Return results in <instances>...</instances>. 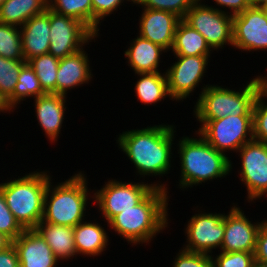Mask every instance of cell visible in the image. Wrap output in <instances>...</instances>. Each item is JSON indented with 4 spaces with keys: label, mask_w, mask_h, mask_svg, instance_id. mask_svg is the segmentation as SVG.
I'll use <instances>...</instances> for the list:
<instances>
[{
    "label": "cell",
    "mask_w": 267,
    "mask_h": 267,
    "mask_svg": "<svg viewBox=\"0 0 267 267\" xmlns=\"http://www.w3.org/2000/svg\"><path fill=\"white\" fill-rule=\"evenodd\" d=\"M174 129V125L165 124L147 126L122 132L116 141L134 163L138 175L163 176L171 167Z\"/></svg>",
    "instance_id": "1"
},
{
    "label": "cell",
    "mask_w": 267,
    "mask_h": 267,
    "mask_svg": "<svg viewBox=\"0 0 267 267\" xmlns=\"http://www.w3.org/2000/svg\"><path fill=\"white\" fill-rule=\"evenodd\" d=\"M168 190L155 187L140 203L122 210L108 225L130 244L148 243L168 225Z\"/></svg>",
    "instance_id": "2"
},
{
    "label": "cell",
    "mask_w": 267,
    "mask_h": 267,
    "mask_svg": "<svg viewBox=\"0 0 267 267\" xmlns=\"http://www.w3.org/2000/svg\"><path fill=\"white\" fill-rule=\"evenodd\" d=\"M200 138L182 137L179 141L181 176L180 188L225 177L232 171V162L226 154L217 151L201 135Z\"/></svg>",
    "instance_id": "3"
},
{
    "label": "cell",
    "mask_w": 267,
    "mask_h": 267,
    "mask_svg": "<svg viewBox=\"0 0 267 267\" xmlns=\"http://www.w3.org/2000/svg\"><path fill=\"white\" fill-rule=\"evenodd\" d=\"M50 174L31 172L0 184L5 202L24 229H34L43 217L44 196Z\"/></svg>",
    "instance_id": "4"
},
{
    "label": "cell",
    "mask_w": 267,
    "mask_h": 267,
    "mask_svg": "<svg viewBox=\"0 0 267 267\" xmlns=\"http://www.w3.org/2000/svg\"><path fill=\"white\" fill-rule=\"evenodd\" d=\"M51 181L48 182L44 196L42 221L75 227L84 220L89 200L85 174L78 172L54 188L51 187Z\"/></svg>",
    "instance_id": "5"
},
{
    "label": "cell",
    "mask_w": 267,
    "mask_h": 267,
    "mask_svg": "<svg viewBox=\"0 0 267 267\" xmlns=\"http://www.w3.org/2000/svg\"><path fill=\"white\" fill-rule=\"evenodd\" d=\"M261 87L259 76L247 83L242 91L206 85L193 110L195 117L197 120H218L229 115L253 116L254 102Z\"/></svg>",
    "instance_id": "6"
},
{
    "label": "cell",
    "mask_w": 267,
    "mask_h": 267,
    "mask_svg": "<svg viewBox=\"0 0 267 267\" xmlns=\"http://www.w3.org/2000/svg\"><path fill=\"white\" fill-rule=\"evenodd\" d=\"M201 135L217 151H237L253 140V116L229 115L218 120H198ZM249 136V138H248Z\"/></svg>",
    "instance_id": "7"
},
{
    "label": "cell",
    "mask_w": 267,
    "mask_h": 267,
    "mask_svg": "<svg viewBox=\"0 0 267 267\" xmlns=\"http://www.w3.org/2000/svg\"><path fill=\"white\" fill-rule=\"evenodd\" d=\"M213 7L197 0L183 18L188 25L203 35L212 51L222 49L226 43L233 46V16Z\"/></svg>",
    "instance_id": "8"
},
{
    "label": "cell",
    "mask_w": 267,
    "mask_h": 267,
    "mask_svg": "<svg viewBox=\"0 0 267 267\" xmlns=\"http://www.w3.org/2000/svg\"><path fill=\"white\" fill-rule=\"evenodd\" d=\"M122 183V181L108 180L105 185L94 193L96 205L102 211L107 223L122 210L131 209L140 203L155 187L167 190L164 184Z\"/></svg>",
    "instance_id": "9"
},
{
    "label": "cell",
    "mask_w": 267,
    "mask_h": 267,
    "mask_svg": "<svg viewBox=\"0 0 267 267\" xmlns=\"http://www.w3.org/2000/svg\"><path fill=\"white\" fill-rule=\"evenodd\" d=\"M96 35L81 21L70 16L60 15L50 10L51 55L58 59L69 56L91 42Z\"/></svg>",
    "instance_id": "10"
},
{
    "label": "cell",
    "mask_w": 267,
    "mask_h": 267,
    "mask_svg": "<svg viewBox=\"0 0 267 267\" xmlns=\"http://www.w3.org/2000/svg\"><path fill=\"white\" fill-rule=\"evenodd\" d=\"M237 152L240 154V181L246 185L248 202L267 194V143L252 140Z\"/></svg>",
    "instance_id": "11"
},
{
    "label": "cell",
    "mask_w": 267,
    "mask_h": 267,
    "mask_svg": "<svg viewBox=\"0 0 267 267\" xmlns=\"http://www.w3.org/2000/svg\"><path fill=\"white\" fill-rule=\"evenodd\" d=\"M224 215L204 212L193 215L185 229L187 245L183 249L208 255L216 247L221 249L225 233Z\"/></svg>",
    "instance_id": "12"
},
{
    "label": "cell",
    "mask_w": 267,
    "mask_h": 267,
    "mask_svg": "<svg viewBox=\"0 0 267 267\" xmlns=\"http://www.w3.org/2000/svg\"><path fill=\"white\" fill-rule=\"evenodd\" d=\"M233 47L243 51L267 50V10L249 7L233 15Z\"/></svg>",
    "instance_id": "13"
},
{
    "label": "cell",
    "mask_w": 267,
    "mask_h": 267,
    "mask_svg": "<svg viewBox=\"0 0 267 267\" xmlns=\"http://www.w3.org/2000/svg\"><path fill=\"white\" fill-rule=\"evenodd\" d=\"M174 56L177 62L165 72L168 92L171 100L183 101L201 82L210 59L207 56Z\"/></svg>",
    "instance_id": "14"
},
{
    "label": "cell",
    "mask_w": 267,
    "mask_h": 267,
    "mask_svg": "<svg viewBox=\"0 0 267 267\" xmlns=\"http://www.w3.org/2000/svg\"><path fill=\"white\" fill-rule=\"evenodd\" d=\"M225 233L221 252L254 253L256 239L261 222L252 223L237 206L231 207L229 214L224 215Z\"/></svg>",
    "instance_id": "15"
},
{
    "label": "cell",
    "mask_w": 267,
    "mask_h": 267,
    "mask_svg": "<svg viewBox=\"0 0 267 267\" xmlns=\"http://www.w3.org/2000/svg\"><path fill=\"white\" fill-rule=\"evenodd\" d=\"M143 10L139 19V36L170 51L181 18L169 11L149 8Z\"/></svg>",
    "instance_id": "16"
},
{
    "label": "cell",
    "mask_w": 267,
    "mask_h": 267,
    "mask_svg": "<svg viewBox=\"0 0 267 267\" xmlns=\"http://www.w3.org/2000/svg\"><path fill=\"white\" fill-rule=\"evenodd\" d=\"M20 267H56L58 259L35 229H25L13 242Z\"/></svg>",
    "instance_id": "17"
},
{
    "label": "cell",
    "mask_w": 267,
    "mask_h": 267,
    "mask_svg": "<svg viewBox=\"0 0 267 267\" xmlns=\"http://www.w3.org/2000/svg\"><path fill=\"white\" fill-rule=\"evenodd\" d=\"M24 60L47 54L50 47V9L35 15L21 27Z\"/></svg>",
    "instance_id": "18"
},
{
    "label": "cell",
    "mask_w": 267,
    "mask_h": 267,
    "mask_svg": "<svg viewBox=\"0 0 267 267\" xmlns=\"http://www.w3.org/2000/svg\"><path fill=\"white\" fill-rule=\"evenodd\" d=\"M84 48L59 60L56 79V94L66 96L67 91L81 84L89 83L93 74L90 60ZM92 75V76H91Z\"/></svg>",
    "instance_id": "19"
},
{
    "label": "cell",
    "mask_w": 267,
    "mask_h": 267,
    "mask_svg": "<svg viewBox=\"0 0 267 267\" xmlns=\"http://www.w3.org/2000/svg\"><path fill=\"white\" fill-rule=\"evenodd\" d=\"M64 95L45 93L34 98L37 121L51 142L57 141L63 124L65 102Z\"/></svg>",
    "instance_id": "20"
},
{
    "label": "cell",
    "mask_w": 267,
    "mask_h": 267,
    "mask_svg": "<svg viewBox=\"0 0 267 267\" xmlns=\"http://www.w3.org/2000/svg\"><path fill=\"white\" fill-rule=\"evenodd\" d=\"M132 41L124 55L128 59V66L132 67L135 74L160 72L158 70L160 55L167 51L141 36Z\"/></svg>",
    "instance_id": "21"
},
{
    "label": "cell",
    "mask_w": 267,
    "mask_h": 267,
    "mask_svg": "<svg viewBox=\"0 0 267 267\" xmlns=\"http://www.w3.org/2000/svg\"><path fill=\"white\" fill-rule=\"evenodd\" d=\"M34 229L46 241L58 260L72 259L77 255L73 227L55 225L41 220Z\"/></svg>",
    "instance_id": "22"
},
{
    "label": "cell",
    "mask_w": 267,
    "mask_h": 267,
    "mask_svg": "<svg viewBox=\"0 0 267 267\" xmlns=\"http://www.w3.org/2000/svg\"><path fill=\"white\" fill-rule=\"evenodd\" d=\"M77 254L98 256L109 245L106 230L98 223L82 221L73 227Z\"/></svg>",
    "instance_id": "23"
},
{
    "label": "cell",
    "mask_w": 267,
    "mask_h": 267,
    "mask_svg": "<svg viewBox=\"0 0 267 267\" xmlns=\"http://www.w3.org/2000/svg\"><path fill=\"white\" fill-rule=\"evenodd\" d=\"M171 50L174 55L207 56L208 58L212 51L203 35L183 19L177 25Z\"/></svg>",
    "instance_id": "24"
},
{
    "label": "cell",
    "mask_w": 267,
    "mask_h": 267,
    "mask_svg": "<svg viewBox=\"0 0 267 267\" xmlns=\"http://www.w3.org/2000/svg\"><path fill=\"white\" fill-rule=\"evenodd\" d=\"M48 9V0H6L0 7V23L21 27Z\"/></svg>",
    "instance_id": "25"
},
{
    "label": "cell",
    "mask_w": 267,
    "mask_h": 267,
    "mask_svg": "<svg viewBox=\"0 0 267 267\" xmlns=\"http://www.w3.org/2000/svg\"><path fill=\"white\" fill-rule=\"evenodd\" d=\"M140 79L135 84L138 101L144 104H155L166 96L170 98L166 74L161 72L137 73Z\"/></svg>",
    "instance_id": "26"
},
{
    "label": "cell",
    "mask_w": 267,
    "mask_h": 267,
    "mask_svg": "<svg viewBox=\"0 0 267 267\" xmlns=\"http://www.w3.org/2000/svg\"><path fill=\"white\" fill-rule=\"evenodd\" d=\"M44 94L45 92L40 86L36 73L31 66L26 63L19 72L18 81L13 94L5 101L6 108L9 110V113L11 111L13 112L16 105L25 100L26 97H33L34 99Z\"/></svg>",
    "instance_id": "27"
},
{
    "label": "cell",
    "mask_w": 267,
    "mask_h": 267,
    "mask_svg": "<svg viewBox=\"0 0 267 267\" xmlns=\"http://www.w3.org/2000/svg\"><path fill=\"white\" fill-rule=\"evenodd\" d=\"M59 60L47 53L34 57L27 62L36 73L40 86L45 93H56Z\"/></svg>",
    "instance_id": "28"
},
{
    "label": "cell",
    "mask_w": 267,
    "mask_h": 267,
    "mask_svg": "<svg viewBox=\"0 0 267 267\" xmlns=\"http://www.w3.org/2000/svg\"><path fill=\"white\" fill-rule=\"evenodd\" d=\"M48 8L78 19L92 31V0H48Z\"/></svg>",
    "instance_id": "29"
},
{
    "label": "cell",
    "mask_w": 267,
    "mask_h": 267,
    "mask_svg": "<svg viewBox=\"0 0 267 267\" xmlns=\"http://www.w3.org/2000/svg\"><path fill=\"white\" fill-rule=\"evenodd\" d=\"M20 27L0 23V56L24 60Z\"/></svg>",
    "instance_id": "30"
},
{
    "label": "cell",
    "mask_w": 267,
    "mask_h": 267,
    "mask_svg": "<svg viewBox=\"0 0 267 267\" xmlns=\"http://www.w3.org/2000/svg\"><path fill=\"white\" fill-rule=\"evenodd\" d=\"M25 60H13L0 56V98L5 102L12 94Z\"/></svg>",
    "instance_id": "31"
},
{
    "label": "cell",
    "mask_w": 267,
    "mask_h": 267,
    "mask_svg": "<svg viewBox=\"0 0 267 267\" xmlns=\"http://www.w3.org/2000/svg\"><path fill=\"white\" fill-rule=\"evenodd\" d=\"M267 92L261 87L253 106V140L267 143Z\"/></svg>",
    "instance_id": "32"
},
{
    "label": "cell",
    "mask_w": 267,
    "mask_h": 267,
    "mask_svg": "<svg viewBox=\"0 0 267 267\" xmlns=\"http://www.w3.org/2000/svg\"><path fill=\"white\" fill-rule=\"evenodd\" d=\"M197 0H134V4L153 10L169 11L183 19Z\"/></svg>",
    "instance_id": "33"
},
{
    "label": "cell",
    "mask_w": 267,
    "mask_h": 267,
    "mask_svg": "<svg viewBox=\"0 0 267 267\" xmlns=\"http://www.w3.org/2000/svg\"><path fill=\"white\" fill-rule=\"evenodd\" d=\"M24 230L8 208L3 193L0 190V233L13 242Z\"/></svg>",
    "instance_id": "34"
},
{
    "label": "cell",
    "mask_w": 267,
    "mask_h": 267,
    "mask_svg": "<svg viewBox=\"0 0 267 267\" xmlns=\"http://www.w3.org/2000/svg\"><path fill=\"white\" fill-rule=\"evenodd\" d=\"M213 261L214 267H253L255 257L248 252H221Z\"/></svg>",
    "instance_id": "35"
},
{
    "label": "cell",
    "mask_w": 267,
    "mask_h": 267,
    "mask_svg": "<svg viewBox=\"0 0 267 267\" xmlns=\"http://www.w3.org/2000/svg\"><path fill=\"white\" fill-rule=\"evenodd\" d=\"M124 0H92V32L98 36L100 20L110 15ZM134 3V0H126Z\"/></svg>",
    "instance_id": "36"
},
{
    "label": "cell",
    "mask_w": 267,
    "mask_h": 267,
    "mask_svg": "<svg viewBox=\"0 0 267 267\" xmlns=\"http://www.w3.org/2000/svg\"><path fill=\"white\" fill-rule=\"evenodd\" d=\"M173 267H214L213 256L181 249Z\"/></svg>",
    "instance_id": "37"
},
{
    "label": "cell",
    "mask_w": 267,
    "mask_h": 267,
    "mask_svg": "<svg viewBox=\"0 0 267 267\" xmlns=\"http://www.w3.org/2000/svg\"><path fill=\"white\" fill-rule=\"evenodd\" d=\"M254 257L257 262H267V220L261 222L257 234Z\"/></svg>",
    "instance_id": "38"
},
{
    "label": "cell",
    "mask_w": 267,
    "mask_h": 267,
    "mask_svg": "<svg viewBox=\"0 0 267 267\" xmlns=\"http://www.w3.org/2000/svg\"><path fill=\"white\" fill-rule=\"evenodd\" d=\"M0 267H20L18 252L13 243L0 251Z\"/></svg>",
    "instance_id": "39"
},
{
    "label": "cell",
    "mask_w": 267,
    "mask_h": 267,
    "mask_svg": "<svg viewBox=\"0 0 267 267\" xmlns=\"http://www.w3.org/2000/svg\"><path fill=\"white\" fill-rule=\"evenodd\" d=\"M201 1V0H199ZM217 5L225 8L228 7L232 12L231 15H236L249 8L250 5L247 0H214Z\"/></svg>",
    "instance_id": "40"
},
{
    "label": "cell",
    "mask_w": 267,
    "mask_h": 267,
    "mask_svg": "<svg viewBox=\"0 0 267 267\" xmlns=\"http://www.w3.org/2000/svg\"><path fill=\"white\" fill-rule=\"evenodd\" d=\"M12 244V241L4 234L0 233V251L6 249Z\"/></svg>",
    "instance_id": "41"
},
{
    "label": "cell",
    "mask_w": 267,
    "mask_h": 267,
    "mask_svg": "<svg viewBox=\"0 0 267 267\" xmlns=\"http://www.w3.org/2000/svg\"><path fill=\"white\" fill-rule=\"evenodd\" d=\"M250 7H260L265 8L267 7V0H247Z\"/></svg>",
    "instance_id": "42"
},
{
    "label": "cell",
    "mask_w": 267,
    "mask_h": 267,
    "mask_svg": "<svg viewBox=\"0 0 267 267\" xmlns=\"http://www.w3.org/2000/svg\"><path fill=\"white\" fill-rule=\"evenodd\" d=\"M262 88L267 92V75L264 77L259 76Z\"/></svg>",
    "instance_id": "43"
},
{
    "label": "cell",
    "mask_w": 267,
    "mask_h": 267,
    "mask_svg": "<svg viewBox=\"0 0 267 267\" xmlns=\"http://www.w3.org/2000/svg\"><path fill=\"white\" fill-rule=\"evenodd\" d=\"M8 112L9 110L6 108L5 102L0 98V112Z\"/></svg>",
    "instance_id": "44"
},
{
    "label": "cell",
    "mask_w": 267,
    "mask_h": 267,
    "mask_svg": "<svg viewBox=\"0 0 267 267\" xmlns=\"http://www.w3.org/2000/svg\"><path fill=\"white\" fill-rule=\"evenodd\" d=\"M253 267H267V262H257V261H255Z\"/></svg>",
    "instance_id": "45"
},
{
    "label": "cell",
    "mask_w": 267,
    "mask_h": 267,
    "mask_svg": "<svg viewBox=\"0 0 267 267\" xmlns=\"http://www.w3.org/2000/svg\"><path fill=\"white\" fill-rule=\"evenodd\" d=\"M6 0H0V7L2 6V4L5 2Z\"/></svg>",
    "instance_id": "46"
}]
</instances>
